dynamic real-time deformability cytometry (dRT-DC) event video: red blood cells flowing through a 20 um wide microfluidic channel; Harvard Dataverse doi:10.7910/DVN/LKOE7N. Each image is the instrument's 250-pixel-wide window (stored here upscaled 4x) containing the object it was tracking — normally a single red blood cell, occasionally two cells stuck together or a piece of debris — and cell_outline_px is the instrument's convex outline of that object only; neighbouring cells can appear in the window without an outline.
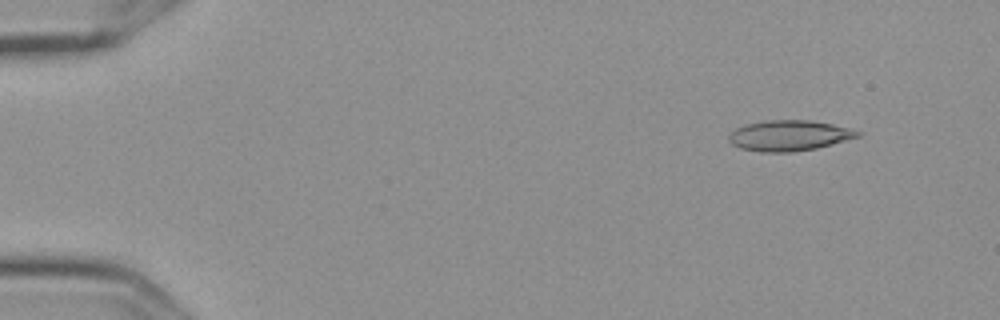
{"species": "Egyptian fruit bat (a non-hibernating species)", "species_latin": "Rousettus aegyptiacus", "temperature_condition": "cold", "stored_images_in_passage": 5, "camera_frame_rate_fps": 3000, "um_per_image_px": 0.085, "frame": {"image": 1, "passage_image": 1, "time_ms": 0.0, "image_size_px": [1000, 320], "cell_outline_px": [[860, 136], [816, 148], [792, 152], [760, 152], [740, 148], [732, 144], [728, 140], [728, 136], [736, 128], [744, 124], [764, 120], [808, 120], [832, 124], [860, 132]], "centroid_in_image_um": [67.01, 11.52], "position_along_channel_um": 18.0, "area_um2": 22.77}}
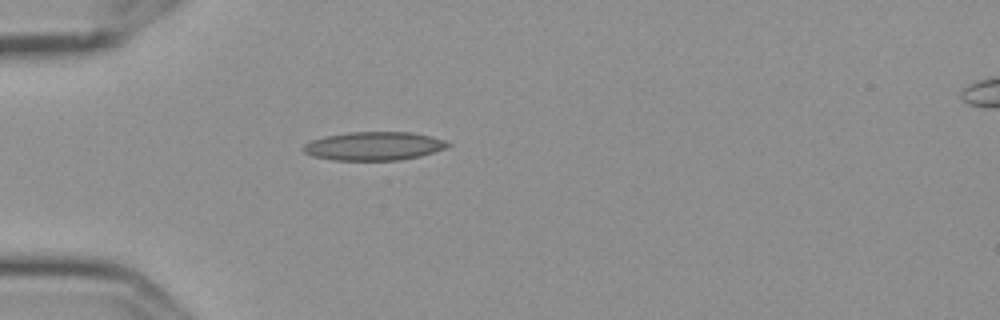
{"frame": {"image": 2, "passage_image": 4, "time_ms": 1.0, "image_size_px": [1000, 320], "cell_outline_px": [[452, 144], [444, 148], [420, 156], [400, 160], [336, 160], [312, 156], [304, 152], [300, 148], [304, 144], [312, 140], [324, 136], [348, 132], [412, 132], [444, 140]], "centroid_in_image_um": [31.73, 12.41], "position_along_channel_um": 53.3, "area_um2": 23.93}}